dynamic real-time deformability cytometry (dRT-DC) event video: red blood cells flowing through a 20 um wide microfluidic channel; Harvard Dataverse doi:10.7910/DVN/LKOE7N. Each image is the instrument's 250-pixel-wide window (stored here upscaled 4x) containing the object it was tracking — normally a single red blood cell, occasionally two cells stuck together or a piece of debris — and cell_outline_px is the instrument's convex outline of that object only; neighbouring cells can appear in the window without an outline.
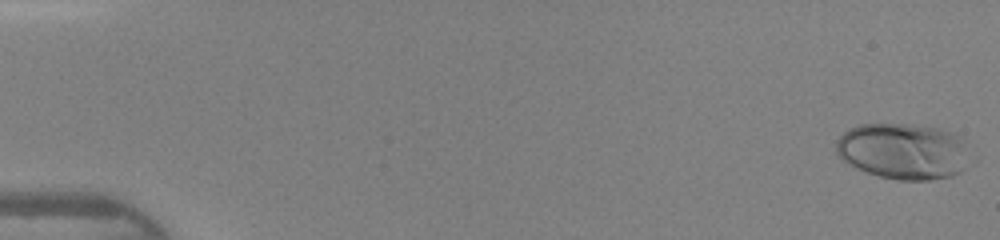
{"species": "human", "species_latin": "Homo sapiens", "temperature_condition": "warm", "stored_images_in_passage": 47, "camera_frame_rate_fps": 3000, "um_per_image_px": 0.085, "donor": {"sex": "female"}, "frame": {"image": 1, "passage_image": 1, "time_ms": 0.0, "image_size_px": [1000, 240], "cell_outline_px": [[964, 168], [960, 172], [952, 176], [928, 180], [896, 180], [880, 176], [856, 168], [836, 156], [836, 140], [848, 128], [860, 124], [908, 124], [936, 128], [956, 132], [960, 140]], "centroid_in_image_um": [76.65, 12.85], "position_along_channel_um": 8.4, "area_um2": 43.06}}
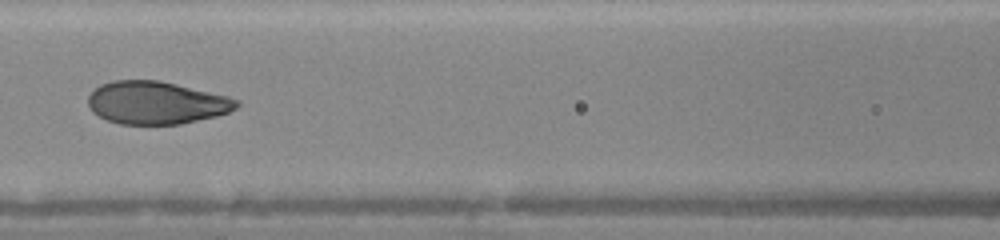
{"frame": {"image": 2, "passage_image": 22, "time_ms": 7.0, "image_size_px": [1000, 240], "cell_outline_px": [[240, 104], [236, 108], [228, 112], [216, 116], [180, 124], [120, 124], [108, 120], [92, 112], [88, 108], [88, 96], [100, 84], [112, 80], [160, 80], [228, 96], [240, 100]], "centroid_in_image_um": [13.28, 8.72], "position_along_channel_um": 153.3, "area_um2": 37.05}}
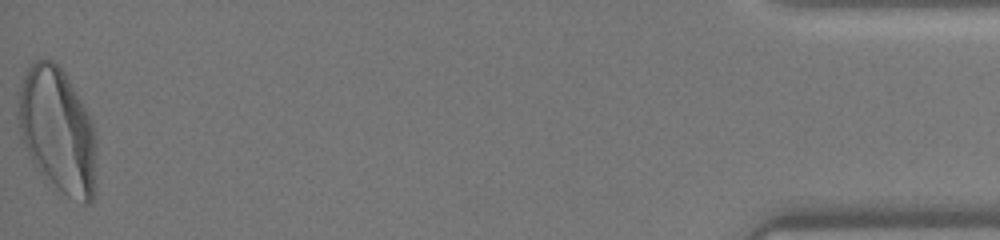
{"frame": {"image": 3, "passage_image": 47, "time_ms": 15.333, "image_size_px": [1000, 240], "cell_outline_px": [[96, 152], [92, 200], [88, 204], [84, 204], [68, 196], [40, 172], [32, 160], [20, 136], [16, 116], [16, 92], [28, 68], [36, 60], [52, 60], [64, 72], [84, 104], [92, 120], [96, 132]], "centroid_in_image_um": [4.87, 11.03], "position_along_channel_um": 430.3, "area_um2": 57.11}, "authors_computed_cell_mechanics": {"area_um2": 39.1306, "velocity_mm_per_s": 4.345, "shape_relaxation_time_tau1_ms": 3.514, "shape_relaxation_time_tau2_ms": null, "deformation_change_tau1": 0.1851, "deformation_change_tau2": null}}